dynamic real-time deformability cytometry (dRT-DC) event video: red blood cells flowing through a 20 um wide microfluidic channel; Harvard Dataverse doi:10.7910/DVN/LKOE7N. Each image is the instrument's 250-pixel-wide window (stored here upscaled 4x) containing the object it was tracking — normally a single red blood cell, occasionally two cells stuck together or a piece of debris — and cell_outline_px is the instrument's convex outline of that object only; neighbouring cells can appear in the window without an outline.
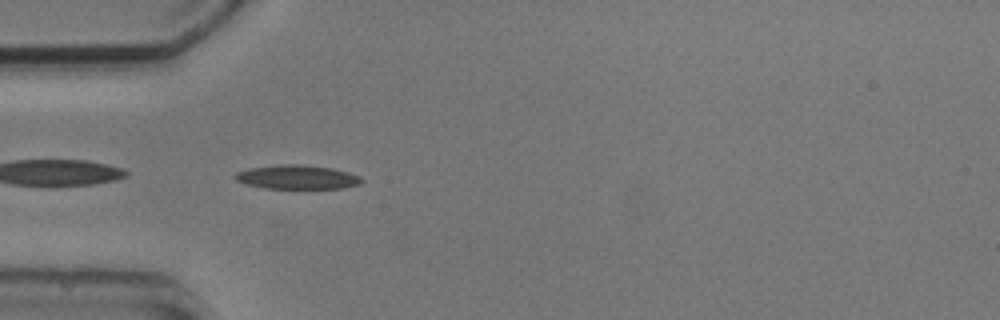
{"species": "common noctule bat (a hibernating species)", "species_latin": "Nyctalus noctula", "temperature_condition": "cold", "stored_images_in_passage": 5, "camera_frame_rate_fps": 3000, "um_per_image_px": 0.085, "animal": {"sex": "male", "body_mass_g": 20.5, "forearm_length_mm": 52.5}, "frame": {"image": 1, "passage_image": 1, "time_ms": 0.0, "image_size_px": [1000, 320], "cell_outline_px": [[364, 180], [360, 184], [340, 188], [264, 188], [248, 184], [236, 180], [236, 172], [248, 168], [280, 164], [304, 164], [332, 168], [348, 172], [360, 176]], "centroid_in_image_um": [25.28, 15.04], "position_along_channel_um": 59.7, "area_um2": 17.63}}